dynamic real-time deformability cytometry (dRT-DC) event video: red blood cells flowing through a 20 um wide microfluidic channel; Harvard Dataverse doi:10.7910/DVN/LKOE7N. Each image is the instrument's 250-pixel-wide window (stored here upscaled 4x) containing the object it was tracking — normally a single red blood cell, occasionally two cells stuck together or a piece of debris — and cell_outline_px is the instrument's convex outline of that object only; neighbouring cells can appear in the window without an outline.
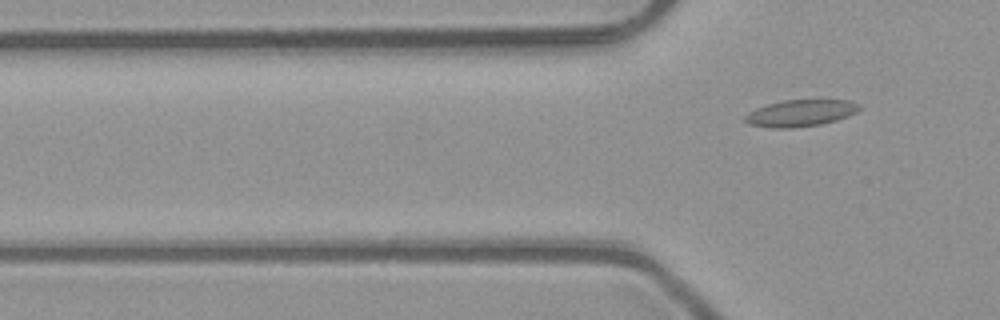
{"species": "common noctule bat (a hibernating species)", "species_latin": "Nyctalus noctula", "temperature_condition": "room temperature", "stored_images_in_passage": 5, "camera_frame_rate_fps": 3000, "um_per_image_px": 0.085, "animal": {"sex": "male", "body_mass_g": 23.1, "forearm_length_mm": 52.7}, "frame": {"image": 1, "passage_image": 5, "time_ms": 1.333, "image_size_px": [1000, 320], "cell_outline_px": [[860, 108], [856, 112], [848, 116], [836, 120], [820, 124], [796, 128], [772, 128], [748, 124], [744, 120], [744, 116], [748, 112], [756, 108], [768, 104], [784, 100], [852, 100], [860, 104]], "centroid_in_image_um": [68.04, 9.61], "position_along_channel_um": 57.8, "area_um2": 17.86}}